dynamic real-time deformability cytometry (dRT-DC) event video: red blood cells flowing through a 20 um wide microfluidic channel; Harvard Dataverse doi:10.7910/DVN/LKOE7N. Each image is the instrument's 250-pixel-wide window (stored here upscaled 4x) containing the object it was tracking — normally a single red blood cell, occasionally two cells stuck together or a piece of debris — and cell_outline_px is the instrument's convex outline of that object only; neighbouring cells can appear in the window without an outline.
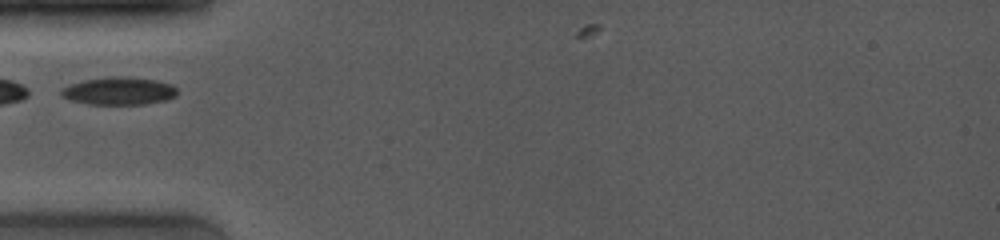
{"species": "common noctule bat (a hibernating species)", "species_latin": "Nyctalus noctula", "temperature_condition": "room temperature", "stored_images_in_passage": 11, "camera_frame_rate_fps": 4000, "um_per_image_px": 0.085, "animal": {"sex": "female", "body_mass_g": 19.0, "forearm_length_mm": 53.3}, "frame": {"image": 1, "passage_image": 1, "time_ms": 0.0, "image_size_px": [1000, 240], "cell_outline_px": [[176, 96], [168, 100], [144, 104], [88, 104], [72, 100], [60, 96], [60, 88], [84, 80], [108, 76], [128, 76], [156, 80], [172, 84], [176, 88]], "centroid_in_image_um": [10.11, 7.72], "position_along_channel_um": 74.9, "area_um2": 18.9}}